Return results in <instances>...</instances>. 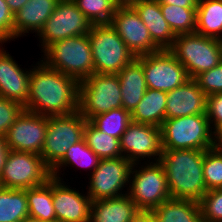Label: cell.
<instances>
[{
  "instance_id": "cell-1",
  "label": "cell",
  "mask_w": 222,
  "mask_h": 222,
  "mask_svg": "<svg viewBox=\"0 0 222 222\" xmlns=\"http://www.w3.org/2000/svg\"><path fill=\"white\" fill-rule=\"evenodd\" d=\"M31 65L28 99L24 110L43 116H63L79 111V81L49 68L41 58Z\"/></svg>"
},
{
  "instance_id": "cell-2",
  "label": "cell",
  "mask_w": 222,
  "mask_h": 222,
  "mask_svg": "<svg viewBox=\"0 0 222 222\" xmlns=\"http://www.w3.org/2000/svg\"><path fill=\"white\" fill-rule=\"evenodd\" d=\"M158 162L167 177L171 198L199 202L207 192L203 175L204 151L163 150Z\"/></svg>"
},
{
  "instance_id": "cell-3",
  "label": "cell",
  "mask_w": 222,
  "mask_h": 222,
  "mask_svg": "<svg viewBox=\"0 0 222 222\" xmlns=\"http://www.w3.org/2000/svg\"><path fill=\"white\" fill-rule=\"evenodd\" d=\"M41 52L44 55L41 61L45 65L79 82L95 73L88 34L55 41Z\"/></svg>"
},
{
  "instance_id": "cell-4",
  "label": "cell",
  "mask_w": 222,
  "mask_h": 222,
  "mask_svg": "<svg viewBox=\"0 0 222 222\" xmlns=\"http://www.w3.org/2000/svg\"><path fill=\"white\" fill-rule=\"evenodd\" d=\"M163 150L196 149L214 147V131L206 114L165 119L161 126Z\"/></svg>"
},
{
  "instance_id": "cell-5",
  "label": "cell",
  "mask_w": 222,
  "mask_h": 222,
  "mask_svg": "<svg viewBox=\"0 0 222 222\" xmlns=\"http://www.w3.org/2000/svg\"><path fill=\"white\" fill-rule=\"evenodd\" d=\"M168 50L186 68L190 78L216 67L222 61L221 41L197 32L177 35Z\"/></svg>"
},
{
  "instance_id": "cell-6",
  "label": "cell",
  "mask_w": 222,
  "mask_h": 222,
  "mask_svg": "<svg viewBox=\"0 0 222 222\" xmlns=\"http://www.w3.org/2000/svg\"><path fill=\"white\" fill-rule=\"evenodd\" d=\"M88 38L97 74H117L136 58L110 24H93Z\"/></svg>"
},
{
  "instance_id": "cell-7",
  "label": "cell",
  "mask_w": 222,
  "mask_h": 222,
  "mask_svg": "<svg viewBox=\"0 0 222 222\" xmlns=\"http://www.w3.org/2000/svg\"><path fill=\"white\" fill-rule=\"evenodd\" d=\"M144 162L142 166V163L132 165L127 194L139 210H153L171 196L161 164L158 161Z\"/></svg>"
},
{
  "instance_id": "cell-8",
  "label": "cell",
  "mask_w": 222,
  "mask_h": 222,
  "mask_svg": "<svg viewBox=\"0 0 222 222\" xmlns=\"http://www.w3.org/2000/svg\"><path fill=\"white\" fill-rule=\"evenodd\" d=\"M122 93L117 74L94 73L79 83V112L86 120L122 108Z\"/></svg>"
},
{
  "instance_id": "cell-9",
  "label": "cell",
  "mask_w": 222,
  "mask_h": 222,
  "mask_svg": "<svg viewBox=\"0 0 222 222\" xmlns=\"http://www.w3.org/2000/svg\"><path fill=\"white\" fill-rule=\"evenodd\" d=\"M86 121L79 111L69 115L47 117L41 156L50 169L64 157L71 145L83 139Z\"/></svg>"
},
{
  "instance_id": "cell-10",
  "label": "cell",
  "mask_w": 222,
  "mask_h": 222,
  "mask_svg": "<svg viewBox=\"0 0 222 222\" xmlns=\"http://www.w3.org/2000/svg\"><path fill=\"white\" fill-rule=\"evenodd\" d=\"M51 177V169L41 155L10 150L0 175V186L26 190L43 185Z\"/></svg>"
},
{
  "instance_id": "cell-11",
  "label": "cell",
  "mask_w": 222,
  "mask_h": 222,
  "mask_svg": "<svg viewBox=\"0 0 222 222\" xmlns=\"http://www.w3.org/2000/svg\"><path fill=\"white\" fill-rule=\"evenodd\" d=\"M132 165L125 157L100 160L98 167L90 172L86 192L92 202L127 194ZM125 187L127 192L123 190Z\"/></svg>"
},
{
  "instance_id": "cell-12",
  "label": "cell",
  "mask_w": 222,
  "mask_h": 222,
  "mask_svg": "<svg viewBox=\"0 0 222 222\" xmlns=\"http://www.w3.org/2000/svg\"><path fill=\"white\" fill-rule=\"evenodd\" d=\"M91 22L72 0H60L51 17L38 32L41 50L51 43L90 32Z\"/></svg>"
},
{
  "instance_id": "cell-13",
  "label": "cell",
  "mask_w": 222,
  "mask_h": 222,
  "mask_svg": "<svg viewBox=\"0 0 222 222\" xmlns=\"http://www.w3.org/2000/svg\"><path fill=\"white\" fill-rule=\"evenodd\" d=\"M143 67L147 88L170 92L190 79L186 68L168 49L137 57Z\"/></svg>"
},
{
  "instance_id": "cell-14",
  "label": "cell",
  "mask_w": 222,
  "mask_h": 222,
  "mask_svg": "<svg viewBox=\"0 0 222 222\" xmlns=\"http://www.w3.org/2000/svg\"><path fill=\"white\" fill-rule=\"evenodd\" d=\"M120 150L132 164L141 163L144 157L149 158L147 162L159 161L163 151L161 127L131 121L120 139Z\"/></svg>"
},
{
  "instance_id": "cell-15",
  "label": "cell",
  "mask_w": 222,
  "mask_h": 222,
  "mask_svg": "<svg viewBox=\"0 0 222 222\" xmlns=\"http://www.w3.org/2000/svg\"><path fill=\"white\" fill-rule=\"evenodd\" d=\"M110 25L115 29L135 57L161 50L152 41L150 32L131 5L118 6Z\"/></svg>"
},
{
  "instance_id": "cell-16",
  "label": "cell",
  "mask_w": 222,
  "mask_h": 222,
  "mask_svg": "<svg viewBox=\"0 0 222 222\" xmlns=\"http://www.w3.org/2000/svg\"><path fill=\"white\" fill-rule=\"evenodd\" d=\"M47 116L23 110L5 134L10 150L41 155L45 142Z\"/></svg>"
},
{
  "instance_id": "cell-17",
  "label": "cell",
  "mask_w": 222,
  "mask_h": 222,
  "mask_svg": "<svg viewBox=\"0 0 222 222\" xmlns=\"http://www.w3.org/2000/svg\"><path fill=\"white\" fill-rule=\"evenodd\" d=\"M52 197L57 222H90L92 200L87 193L52 176Z\"/></svg>"
},
{
  "instance_id": "cell-18",
  "label": "cell",
  "mask_w": 222,
  "mask_h": 222,
  "mask_svg": "<svg viewBox=\"0 0 222 222\" xmlns=\"http://www.w3.org/2000/svg\"><path fill=\"white\" fill-rule=\"evenodd\" d=\"M0 43V96L25 106L31 69H23Z\"/></svg>"
},
{
  "instance_id": "cell-19",
  "label": "cell",
  "mask_w": 222,
  "mask_h": 222,
  "mask_svg": "<svg viewBox=\"0 0 222 222\" xmlns=\"http://www.w3.org/2000/svg\"><path fill=\"white\" fill-rule=\"evenodd\" d=\"M206 98L197 81L190 78L183 85L167 92L166 119L206 114Z\"/></svg>"
},
{
  "instance_id": "cell-20",
  "label": "cell",
  "mask_w": 222,
  "mask_h": 222,
  "mask_svg": "<svg viewBox=\"0 0 222 222\" xmlns=\"http://www.w3.org/2000/svg\"><path fill=\"white\" fill-rule=\"evenodd\" d=\"M131 6L147 27L152 41L161 50L169 49L173 45L176 35L163 17L160 4L156 0H137Z\"/></svg>"
},
{
  "instance_id": "cell-21",
  "label": "cell",
  "mask_w": 222,
  "mask_h": 222,
  "mask_svg": "<svg viewBox=\"0 0 222 222\" xmlns=\"http://www.w3.org/2000/svg\"><path fill=\"white\" fill-rule=\"evenodd\" d=\"M59 1L28 0L14 15V39L24 35L27 36L26 34L31 32L38 34L46 21L51 17Z\"/></svg>"
},
{
  "instance_id": "cell-22",
  "label": "cell",
  "mask_w": 222,
  "mask_h": 222,
  "mask_svg": "<svg viewBox=\"0 0 222 222\" xmlns=\"http://www.w3.org/2000/svg\"><path fill=\"white\" fill-rule=\"evenodd\" d=\"M122 93V108L130 113L146 93L147 85L141 61L136 57L117 73Z\"/></svg>"
},
{
  "instance_id": "cell-23",
  "label": "cell",
  "mask_w": 222,
  "mask_h": 222,
  "mask_svg": "<svg viewBox=\"0 0 222 222\" xmlns=\"http://www.w3.org/2000/svg\"><path fill=\"white\" fill-rule=\"evenodd\" d=\"M128 194L91 203L90 222H130L138 212Z\"/></svg>"
},
{
  "instance_id": "cell-24",
  "label": "cell",
  "mask_w": 222,
  "mask_h": 222,
  "mask_svg": "<svg viewBox=\"0 0 222 222\" xmlns=\"http://www.w3.org/2000/svg\"><path fill=\"white\" fill-rule=\"evenodd\" d=\"M167 92L147 88L138 105L132 110L131 121L161 127L166 119Z\"/></svg>"
},
{
  "instance_id": "cell-25",
  "label": "cell",
  "mask_w": 222,
  "mask_h": 222,
  "mask_svg": "<svg viewBox=\"0 0 222 222\" xmlns=\"http://www.w3.org/2000/svg\"><path fill=\"white\" fill-rule=\"evenodd\" d=\"M158 222H203L199 202L169 198L152 210Z\"/></svg>"
},
{
  "instance_id": "cell-26",
  "label": "cell",
  "mask_w": 222,
  "mask_h": 222,
  "mask_svg": "<svg viewBox=\"0 0 222 222\" xmlns=\"http://www.w3.org/2000/svg\"><path fill=\"white\" fill-rule=\"evenodd\" d=\"M195 32L222 39V0H198Z\"/></svg>"
},
{
  "instance_id": "cell-27",
  "label": "cell",
  "mask_w": 222,
  "mask_h": 222,
  "mask_svg": "<svg viewBox=\"0 0 222 222\" xmlns=\"http://www.w3.org/2000/svg\"><path fill=\"white\" fill-rule=\"evenodd\" d=\"M29 216L43 222H57L52 197V177L43 185L26 189Z\"/></svg>"
},
{
  "instance_id": "cell-28",
  "label": "cell",
  "mask_w": 222,
  "mask_h": 222,
  "mask_svg": "<svg viewBox=\"0 0 222 222\" xmlns=\"http://www.w3.org/2000/svg\"><path fill=\"white\" fill-rule=\"evenodd\" d=\"M100 160L101 159L95 154V152L87 146L86 141L83 138L78 143L71 145L64 157L51 169V174L55 178L64 180L60 177V171L62 169L66 170L68 165L76 168L81 167L84 168V170L85 168H88L89 172H93L98 167Z\"/></svg>"
},
{
  "instance_id": "cell-29",
  "label": "cell",
  "mask_w": 222,
  "mask_h": 222,
  "mask_svg": "<svg viewBox=\"0 0 222 222\" xmlns=\"http://www.w3.org/2000/svg\"><path fill=\"white\" fill-rule=\"evenodd\" d=\"M28 216L26 190L0 186V222H21Z\"/></svg>"
},
{
  "instance_id": "cell-30",
  "label": "cell",
  "mask_w": 222,
  "mask_h": 222,
  "mask_svg": "<svg viewBox=\"0 0 222 222\" xmlns=\"http://www.w3.org/2000/svg\"><path fill=\"white\" fill-rule=\"evenodd\" d=\"M86 144L102 159L123 157L120 150V139L112 137L97 129L89 120L84 127Z\"/></svg>"
},
{
  "instance_id": "cell-31",
  "label": "cell",
  "mask_w": 222,
  "mask_h": 222,
  "mask_svg": "<svg viewBox=\"0 0 222 222\" xmlns=\"http://www.w3.org/2000/svg\"><path fill=\"white\" fill-rule=\"evenodd\" d=\"M160 8L163 17L176 36L195 32L196 8H184L170 4H160Z\"/></svg>"
},
{
  "instance_id": "cell-32",
  "label": "cell",
  "mask_w": 222,
  "mask_h": 222,
  "mask_svg": "<svg viewBox=\"0 0 222 222\" xmlns=\"http://www.w3.org/2000/svg\"><path fill=\"white\" fill-rule=\"evenodd\" d=\"M89 121L102 132L121 139L131 122V114L124 108H115L106 113L95 115Z\"/></svg>"
},
{
  "instance_id": "cell-33",
  "label": "cell",
  "mask_w": 222,
  "mask_h": 222,
  "mask_svg": "<svg viewBox=\"0 0 222 222\" xmlns=\"http://www.w3.org/2000/svg\"><path fill=\"white\" fill-rule=\"evenodd\" d=\"M91 24H110L118 4L114 0H72Z\"/></svg>"
},
{
  "instance_id": "cell-34",
  "label": "cell",
  "mask_w": 222,
  "mask_h": 222,
  "mask_svg": "<svg viewBox=\"0 0 222 222\" xmlns=\"http://www.w3.org/2000/svg\"><path fill=\"white\" fill-rule=\"evenodd\" d=\"M203 175L207 190L222 188V149L204 151Z\"/></svg>"
},
{
  "instance_id": "cell-35",
  "label": "cell",
  "mask_w": 222,
  "mask_h": 222,
  "mask_svg": "<svg viewBox=\"0 0 222 222\" xmlns=\"http://www.w3.org/2000/svg\"><path fill=\"white\" fill-rule=\"evenodd\" d=\"M199 205L203 222H222V188L207 190Z\"/></svg>"
},
{
  "instance_id": "cell-36",
  "label": "cell",
  "mask_w": 222,
  "mask_h": 222,
  "mask_svg": "<svg viewBox=\"0 0 222 222\" xmlns=\"http://www.w3.org/2000/svg\"><path fill=\"white\" fill-rule=\"evenodd\" d=\"M194 79L206 96L222 93V61L216 67L200 73Z\"/></svg>"
},
{
  "instance_id": "cell-37",
  "label": "cell",
  "mask_w": 222,
  "mask_h": 222,
  "mask_svg": "<svg viewBox=\"0 0 222 222\" xmlns=\"http://www.w3.org/2000/svg\"><path fill=\"white\" fill-rule=\"evenodd\" d=\"M24 110L20 103L0 96V135H5Z\"/></svg>"
},
{
  "instance_id": "cell-38",
  "label": "cell",
  "mask_w": 222,
  "mask_h": 222,
  "mask_svg": "<svg viewBox=\"0 0 222 222\" xmlns=\"http://www.w3.org/2000/svg\"><path fill=\"white\" fill-rule=\"evenodd\" d=\"M14 14L10 11L5 0H0V43L14 40Z\"/></svg>"
},
{
  "instance_id": "cell-39",
  "label": "cell",
  "mask_w": 222,
  "mask_h": 222,
  "mask_svg": "<svg viewBox=\"0 0 222 222\" xmlns=\"http://www.w3.org/2000/svg\"><path fill=\"white\" fill-rule=\"evenodd\" d=\"M206 116L213 131L222 123V93L207 96Z\"/></svg>"
},
{
  "instance_id": "cell-40",
  "label": "cell",
  "mask_w": 222,
  "mask_h": 222,
  "mask_svg": "<svg viewBox=\"0 0 222 222\" xmlns=\"http://www.w3.org/2000/svg\"><path fill=\"white\" fill-rule=\"evenodd\" d=\"M130 222H158L152 210H138Z\"/></svg>"
},
{
  "instance_id": "cell-41",
  "label": "cell",
  "mask_w": 222,
  "mask_h": 222,
  "mask_svg": "<svg viewBox=\"0 0 222 222\" xmlns=\"http://www.w3.org/2000/svg\"><path fill=\"white\" fill-rule=\"evenodd\" d=\"M159 4H170L184 8H197L198 0H156Z\"/></svg>"
},
{
  "instance_id": "cell-42",
  "label": "cell",
  "mask_w": 222,
  "mask_h": 222,
  "mask_svg": "<svg viewBox=\"0 0 222 222\" xmlns=\"http://www.w3.org/2000/svg\"><path fill=\"white\" fill-rule=\"evenodd\" d=\"M9 152L10 149L6 144L5 135H0V175L3 172Z\"/></svg>"
},
{
  "instance_id": "cell-43",
  "label": "cell",
  "mask_w": 222,
  "mask_h": 222,
  "mask_svg": "<svg viewBox=\"0 0 222 222\" xmlns=\"http://www.w3.org/2000/svg\"><path fill=\"white\" fill-rule=\"evenodd\" d=\"M28 0H5L10 8V11L15 15Z\"/></svg>"
},
{
  "instance_id": "cell-44",
  "label": "cell",
  "mask_w": 222,
  "mask_h": 222,
  "mask_svg": "<svg viewBox=\"0 0 222 222\" xmlns=\"http://www.w3.org/2000/svg\"><path fill=\"white\" fill-rule=\"evenodd\" d=\"M214 147L222 149V123L214 130Z\"/></svg>"
},
{
  "instance_id": "cell-45",
  "label": "cell",
  "mask_w": 222,
  "mask_h": 222,
  "mask_svg": "<svg viewBox=\"0 0 222 222\" xmlns=\"http://www.w3.org/2000/svg\"><path fill=\"white\" fill-rule=\"evenodd\" d=\"M114 1L118 4V6H128L132 5L137 0H114Z\"/></svg>"
},
{
  "instance_id": "cell-46",
  "label": "cell",
  "mask_w": 222,
  "mask_h": 222,
  "mask_svg": "<svg viewBox=\"0 0 222 222\" xmlns=\"http://www.w3.org/2000/svg\"><path fill=\"white\" fill-rule=\"evenodd\" d=\"M21 222H43V221H41L40 219L28 216L24 218Z\"/></svg>"
}]
</instances>
